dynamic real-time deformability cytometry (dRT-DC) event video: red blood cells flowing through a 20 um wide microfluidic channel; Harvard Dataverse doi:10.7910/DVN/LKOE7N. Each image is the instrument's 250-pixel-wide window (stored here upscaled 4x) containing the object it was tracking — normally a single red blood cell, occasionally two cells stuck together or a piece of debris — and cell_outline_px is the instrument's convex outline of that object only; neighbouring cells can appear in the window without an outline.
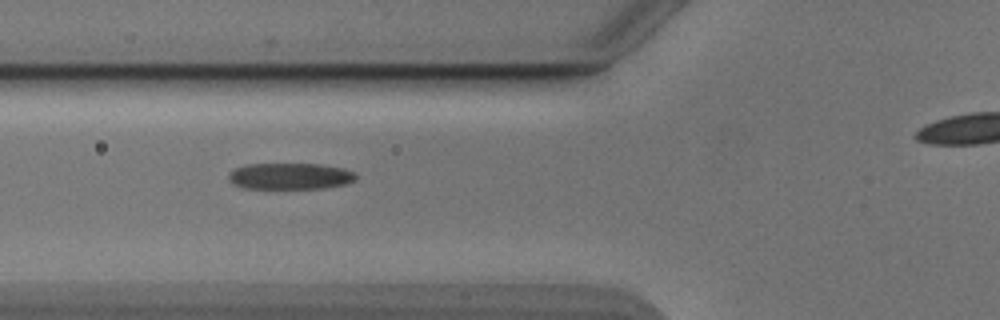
{"species": "Egyptian fruit bat (a non-hibernating species)", "species_latin": "Rousettus aegyptiacus", "temperature_condition": "cold", "stored_images_in_passage": 30, "camera_frame_rate_fps": 3000, "um_per_image_px": 0.085, "animal": {"sex": "male"}, "frame": {"image": 1, "passage_image": 3, "time_ms": 0.667, "image_size_px": [1000, 320], "cell_outline_px": [[356, 180], [348, 184], [324, 188], [244, 188], [232, 184], [228, 180], [228, 176], [236, 168], [248, 164], [320, 164], [344, 168], [352, 172], [356, 176]], "centroid_in_image_um": [24.68, 14.98], "position_along_channel_um": 101.1, "area_um2": 19.54}}
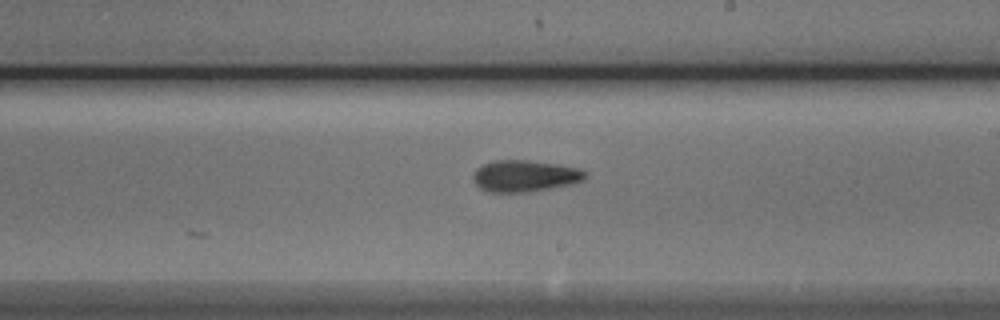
{"frame": {"image": 2, "passage_image": 14, "time_ms": 4.333, "image_size_px": [1000, 320], "cell_outline_px": [[588, 176], [572, 184], [524, 192], [488, 192], [480, 188], [472, 180], [472, 176], [476, 168], [492, 160], [528, 160], [556, 164], [580, 168], [588, 172]], "centroid_in_image_um": [44.58, 14.94], "position_along_channel_um": 244.4, "area_um2": 20.63}}
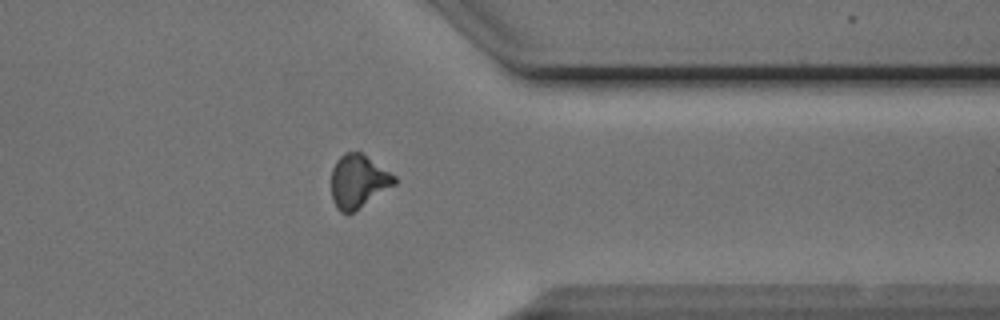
{"frame": {"image": 3, "passage_image": 25, "time_ms": 8.0, "image_size_px": [1000, 320], "cell_outline_px": [[396, 184], [352, 212], [340, 212], [336, 208], [332, 200], [332, 168], [336, 160], [344, 152], [360, 152], [396, 176]], "centroid_in_image_um": [30.44, 15.4], "position_along_channel_um": 381.0, "area_um2": 19.31}}